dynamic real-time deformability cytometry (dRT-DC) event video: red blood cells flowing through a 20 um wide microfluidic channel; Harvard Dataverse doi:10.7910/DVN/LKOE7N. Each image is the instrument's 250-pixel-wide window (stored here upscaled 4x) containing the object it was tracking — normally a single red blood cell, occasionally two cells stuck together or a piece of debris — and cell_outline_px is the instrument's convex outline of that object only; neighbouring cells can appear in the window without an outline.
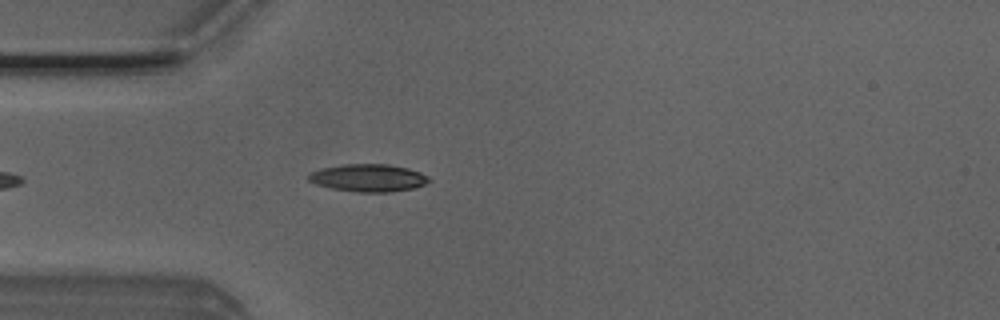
{"species": "Egyptian fruit bat (a non-hibernating species)", "species_latin": "Rousettus aegyptiacus", "temperature_condition": "room temperature", "stored_images_in_passage": 41, "camera_frame_rate_fps": 3000, "um_per_image_px": 0.085, "animal": {"sex": "male"}, "frame": {"image": 1, "passage_image": 5, "time_ms": 1.333, "image_size_px": [1000, 320], "cell_outline_px": [[432, 180], [424, 184], [412, 188], [392, 192], [356, 192], [332, 188], [316, 184], [308, 180], [308, 172], [320, 168], [344, 164], [388, 164], [408, 168], [420, 172], [428, 176]], "centroid_in_image_um": [31.29, 15.11], "position_along_channel_um": 53.7, "area_um2": 19.42}}
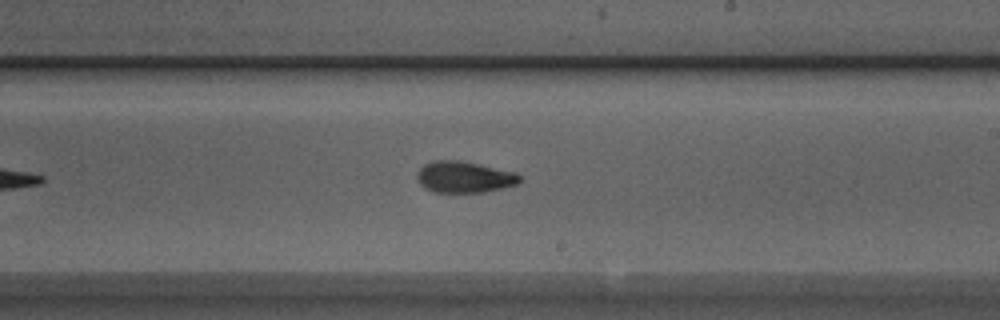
{"frame": {"image": 2, "passage_image": 20, "time_ms": 6.333, "image_size_px": [1000, 320], "cell_outline_px": [[520, 180], [516, 184], [484, 192], [436, 192], [424, 188], [420, 184], [416, 176], [416, 172], [424, 164], [432, 160], [460, 160], [516, 172], [520, 176]], "centroid_in_image_um": [39.41, 15.03], "position_along_channel_um": 249.6, "area_um2": 18.73}}
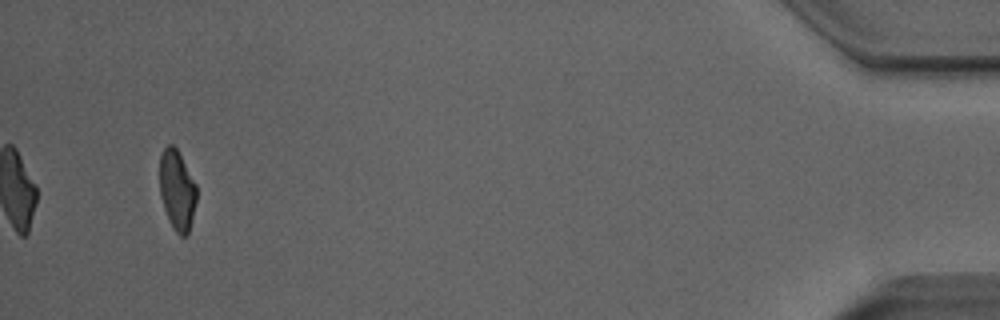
{"frame": {"image": 3, "passage_image": 39, "time_ms": 12.667, "image_size_px": [1000, 320], "cell_outline_px": [[196, 200], [188, 236], [180, 236], [176, 232], [164, 208], [160, 196], [160, 152], [168, 144], [172, 144], [176, 148], [196, 184]], "centroid_in_image_um": [15.04, 16.15], "position_along_channel_um": 420.2, "area_um2": 16.99}, "authors_computed_cell_mechanics": {"area_um2": 18.4382, "velocity_mm_per_s": 4.0264, "shape_relaxation_time_tau1_ms": 5.1451, "shape_relaxation_time_tau2_ms": 1.3251, "deformation_change_tau1": 0.1962, "deformation_change_tau2": 0.0797}}